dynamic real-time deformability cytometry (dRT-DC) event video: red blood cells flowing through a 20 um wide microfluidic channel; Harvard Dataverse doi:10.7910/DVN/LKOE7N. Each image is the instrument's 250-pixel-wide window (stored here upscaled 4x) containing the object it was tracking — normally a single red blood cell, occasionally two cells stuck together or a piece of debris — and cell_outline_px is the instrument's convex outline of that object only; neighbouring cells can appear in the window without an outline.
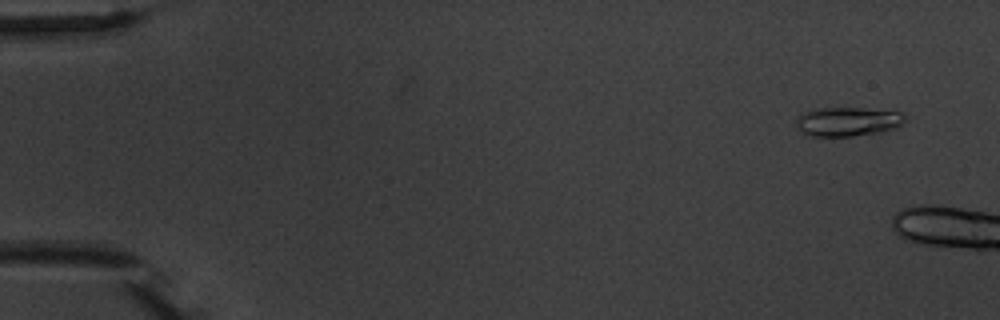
{"species": "common noctule bat (a hibernating species)", "species_latin": "Nyctalus noctula", "temperature_condition": "warm", "stored_images_in_passage": 4, "camera_frame_rate_fps": 3000, "um_per_image_px": 0.085, "animal": {"sex": "male", "body_mass_g": 20.1, "forearm_length_mm": 53.5}, "frame": {"image": 1, "passage_image": 1, "time_ms": 0.0, "image_size_px": [1000, 320], "cell_outline_px": [[904, 124], [896, 128], [880, 132], [852, 136], [808, 136], [800, 132], [796, 128], [796, 116], [804, 112], [816, 108], [864, 108], [904, 112]], "centroid_in_image_um": [72.03, 10.33], "position_along_channel_um": 13.0, "area_um2": 18.79}}